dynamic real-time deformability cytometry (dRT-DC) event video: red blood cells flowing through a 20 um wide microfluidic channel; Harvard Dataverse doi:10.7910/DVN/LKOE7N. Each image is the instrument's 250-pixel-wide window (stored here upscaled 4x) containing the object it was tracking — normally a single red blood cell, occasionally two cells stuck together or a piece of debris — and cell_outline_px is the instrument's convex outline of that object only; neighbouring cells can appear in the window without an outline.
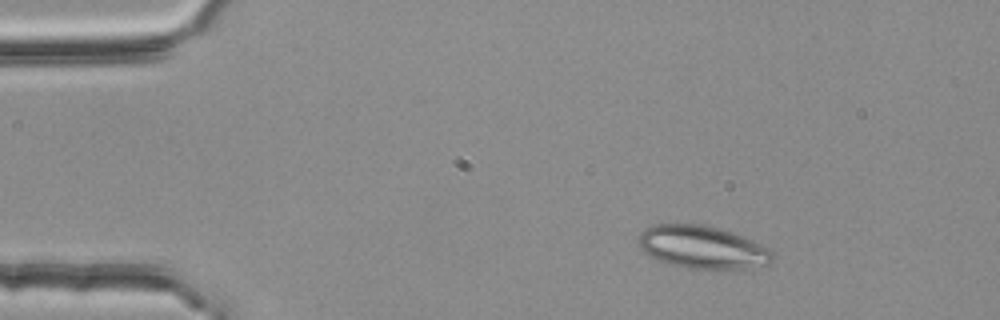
{"species": "common noctule bat (a hibernating species)", "species_latin": "Nyctalus noctula", "temperature_condition": "room temperature", "stored_images_in_passage": 3, "camera_frame_rate_fps": 3000, "um_per_image_px": 0.085, "animal": {"sex": "female", "body_mass_g": 25.1}, "frame": {"image": 1, "passage_image": 1, "time_ms": 0.0, "image_size_px": [1000, 320], "cell_outline_px": [[772, 260], [768, 264], [740, 268], [684, 268], [668, 264], [656, 260], [648, 256], [640, 248], [636, 240], [640, 232], [644, 228], [652, 224], [704, 224], [720, 228], [732, 232], [772, 248]], "centroid_in_image_um": [59.63, 20.99], "position_along_channel_um": 25.4, "area_um2": 33.7}}